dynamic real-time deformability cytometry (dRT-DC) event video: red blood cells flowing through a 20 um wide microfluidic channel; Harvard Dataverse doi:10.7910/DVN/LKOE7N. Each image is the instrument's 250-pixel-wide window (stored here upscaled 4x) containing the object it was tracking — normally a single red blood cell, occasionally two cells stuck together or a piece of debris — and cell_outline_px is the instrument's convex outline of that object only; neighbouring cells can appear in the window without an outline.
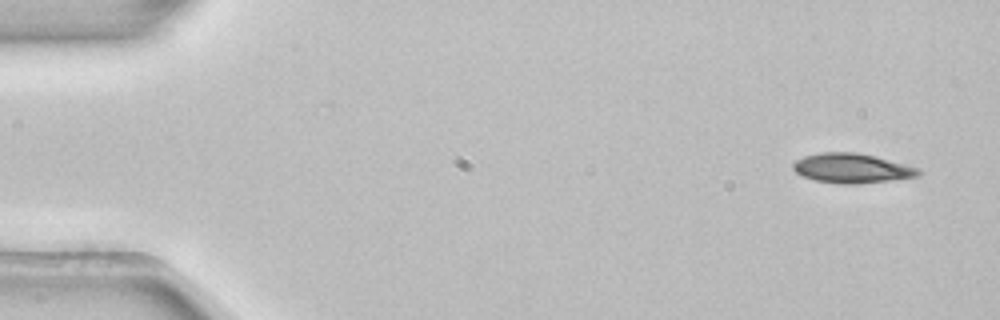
{"species": "common noctule bat (a hibernating species)", "species_latin": "Nyctalus noctula", "temperature_condition": "room temperature", "stored_images_in_passage": 4, "camera_frame_rate_fps": 3000, "um_per_image_px": 0.085, "animal": {"sex": "female", "body_mass_g": 22.7, "forearm_length_mm": 54.2}, "frame": {"image": 1, "passage_image": 1, "time_ms": 0.0, "image_size_px": [1000, 320], "cell_outline_px": [[920, 176], [856, 184], [840, 184], [816, 180], [800, 176], [792, 168], [792, 164], [796, 160], [804, 156], [820, 152], [856, 152], [876, 156], [920, 168]], "centroid_in_image_um": [72.39, 14.29], "position_along_channel_um": 12.6, "area_um2": 21.68}}